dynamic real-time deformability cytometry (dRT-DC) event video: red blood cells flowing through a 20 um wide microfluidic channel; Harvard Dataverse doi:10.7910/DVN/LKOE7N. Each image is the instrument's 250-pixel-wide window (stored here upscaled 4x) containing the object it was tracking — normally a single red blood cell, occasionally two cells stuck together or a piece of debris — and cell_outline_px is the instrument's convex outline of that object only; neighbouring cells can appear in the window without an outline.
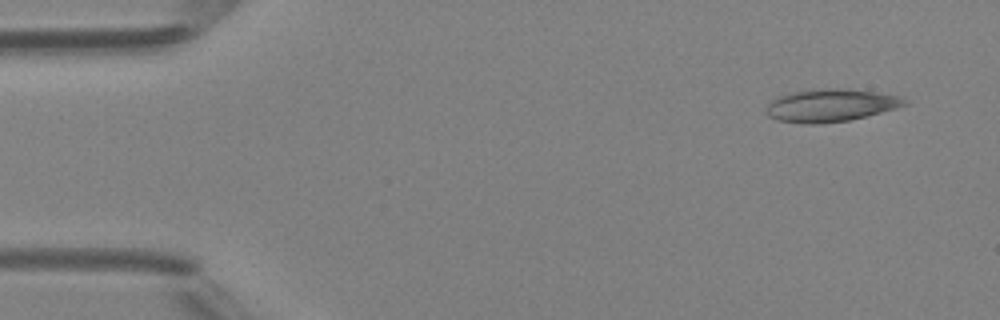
{"species": "Egyptian fruit bat (a non-hibernating species)", "species_latin": "Rousettus aegyptiacus", "temperature_condition": "room temperature", "stored_images_in_passage": 5, "camera_frame_rate_fps": 3000, "um_per_image_px": 0.085, "animal": {"sex": "female"}, "frame": {"image": 1, "passage_image": 1, "time_ms": 0.0, "image_size_px": [1000, 320], "cell_outline_px": [[908, 104], [896, 108], [848, 120], [816, 124], [804, 124], [776, 120], [768, 116], [764, 112], [764, 108], [772, 100], [780, 96], [792, 92], [828, 88], [840, 88], [872, 92], [900, 96]], "centroid_in_image_um": [70.53, 8.97], "position_along_channel_um": 14.5, "area_um2": 26.01}}
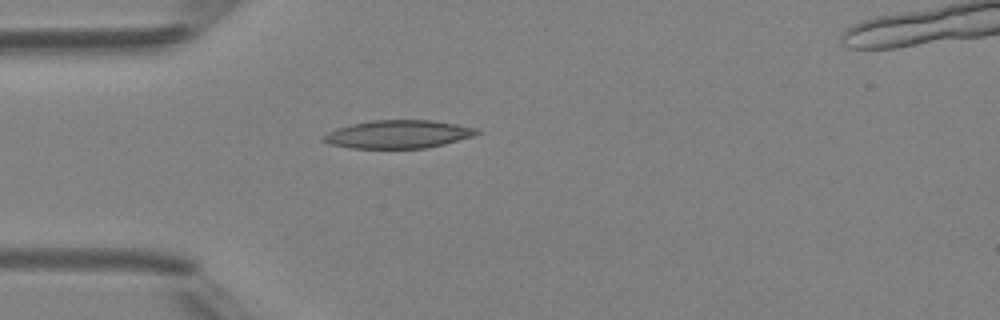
{"frame": {"image": 2, "passage_image": 4, "time_ms": 3.333, "image_size_px": [1000, 320], "cell_outline_px": [[480, 132], [476, 136], [428, 148], [352, 148], [332, 144], [320, 140], [320, 136], [336, 128], [352, 124], [372, 120], [432, 120], [480, 128]], "centroid_in_image_um": [33.88, 11.41], "position_along_channel_um": 51.1, "area_um2": 25.32}}